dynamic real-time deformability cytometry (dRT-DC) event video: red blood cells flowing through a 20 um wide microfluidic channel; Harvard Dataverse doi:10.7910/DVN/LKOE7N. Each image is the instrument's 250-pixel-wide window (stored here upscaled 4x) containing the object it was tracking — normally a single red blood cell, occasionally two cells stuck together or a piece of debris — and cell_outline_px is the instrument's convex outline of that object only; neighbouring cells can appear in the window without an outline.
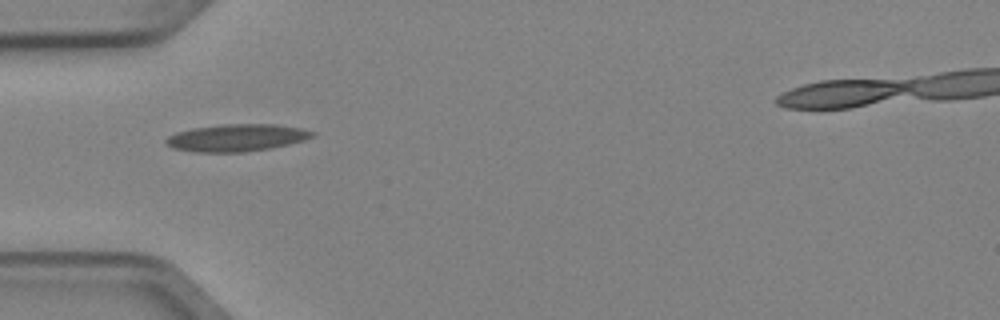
{"species": "Egyptian fruit bat (a non-hibernating species)", "species_latin": "Rousettus aegyptiacus", "temperature_condition": "cold", "stored_images_in_passage": 6, "camera_frame_rate_fps": 3000, "um_per_image_px": 0.085, "animal": {"sex": "female"}, "frame": {"image": 1, "passage_image": 3, "time_ms": 0.667, "image_size_px": [1000, 320], "cell_outline_px": [[316, 136], [304, 140], [288, 144], [268, 148], [244, 152], [196, 152], [172, 148], [164, 140], [168, 136], [176, 132], [192, 128], [224, 124], [276, 124], [300, 128], [316, 132]], "centroid_in_image_um": [20.12, 11.7], "position_along_channel_um": 64.9, "area_um2": 23.18}}
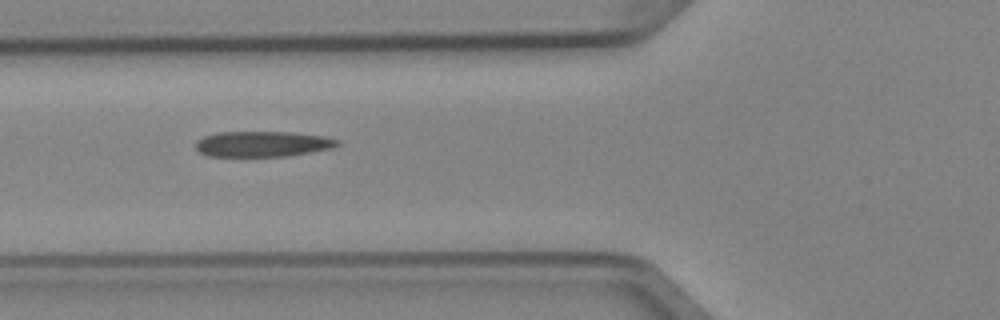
{"frame": {"image": 2, "passage_image": 4, "time_ms": 1.0, "image_size_px": [1000, 320], "cell_outline_px": [[340, 144], [328, 148], [288, 156], [208, 156], [200, 152], [196, 148], [196, 140], [204, 136], [216, 132], [292, 132], [324, 136], [340, 140]], "centroid_in_image_um": [22.28, 12.23], "position_along_channel_um": 103.5, "area_um2": 20.98}}
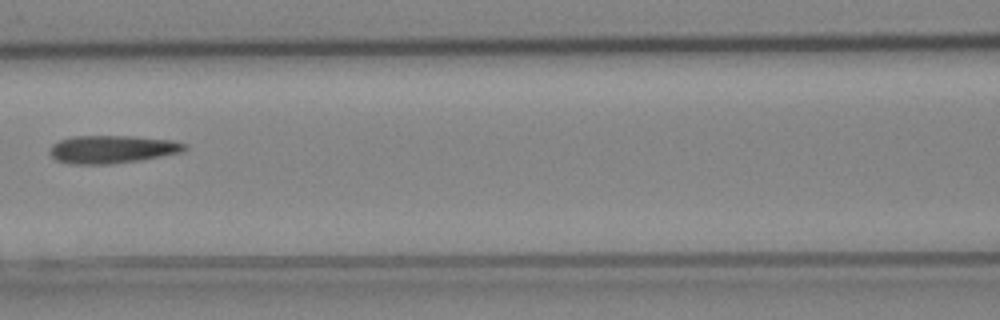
{"frame": {"image": 3, "passage_image": 5, "time_ms": 1.333, "image_size_px": [1000, 320], "cell_outline_px": [[188, 148], [180, 152], [140, 160], [108, 164], [72, 164], [56, 160], [48, 152], [52, 144], [60, 140], [72, 136], [132, 136], [172, 140], [188, 144]], "centroid_in_image_um": [9.52, 12.68], "position_along_channel_um": 157.1, "area_um2": 21.91}}